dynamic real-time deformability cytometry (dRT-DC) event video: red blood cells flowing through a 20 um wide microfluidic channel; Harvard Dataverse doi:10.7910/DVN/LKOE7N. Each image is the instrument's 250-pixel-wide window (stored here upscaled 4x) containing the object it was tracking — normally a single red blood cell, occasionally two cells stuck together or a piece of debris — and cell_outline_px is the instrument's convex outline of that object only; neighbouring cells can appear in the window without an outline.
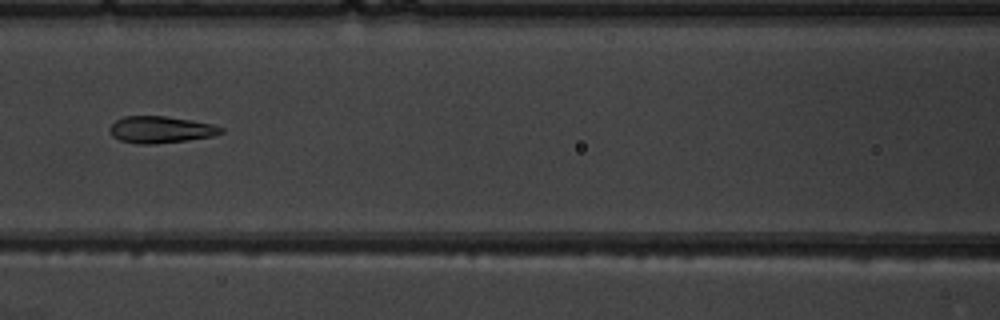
{"species": "common noctule bat (a hibernating species)", "species_latin": "Nyctalus noctula", "temperature_condition": "warm", "stored_images_in_passage": 4, "camera_frame_rate_fps": 3000, "um_per_image_px": 0.085, "animal": {"sex": "male", "body_mass_g": 19.5, "forearm_length_mm": 54.6}, "frame": {"image": 1, "passage_image": 3, "time_ms": 2.333, "image_size_px": [1000, 320], "cell_outline_px": [[224, 132], [216, 136], [188, 140], [152, 144], [136, 144], [120, 140], [112, 136], [108, 132], [108, 128], [116, 120], [124, 116], [164, 116], [192, 120], [212, 124], [224, 128]], "centroid_in_image_um": [13.66, 11.02], "position_along_channel_um": 152.9, "area_um2": 17.57}}
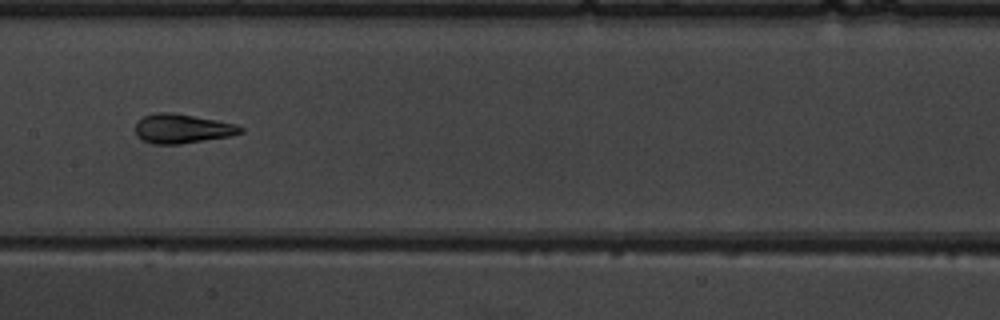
{"frame": {"image": 2, "passage_image": 4, "time_ms": 3.333, "image_size_px": [1000, 320], "cell_outline_px": [[244, 132], [228, 136], [180, 144], [152, 144], [136, 136], [136, 124], [144, 116], [156, 112], [172, 112], [216, 120], [236, 124], [244, 128]], "centroid_in_image_um": [15.49, 10.93], "position_along_channel_um": 191.9, "area_um2": 17.8}}